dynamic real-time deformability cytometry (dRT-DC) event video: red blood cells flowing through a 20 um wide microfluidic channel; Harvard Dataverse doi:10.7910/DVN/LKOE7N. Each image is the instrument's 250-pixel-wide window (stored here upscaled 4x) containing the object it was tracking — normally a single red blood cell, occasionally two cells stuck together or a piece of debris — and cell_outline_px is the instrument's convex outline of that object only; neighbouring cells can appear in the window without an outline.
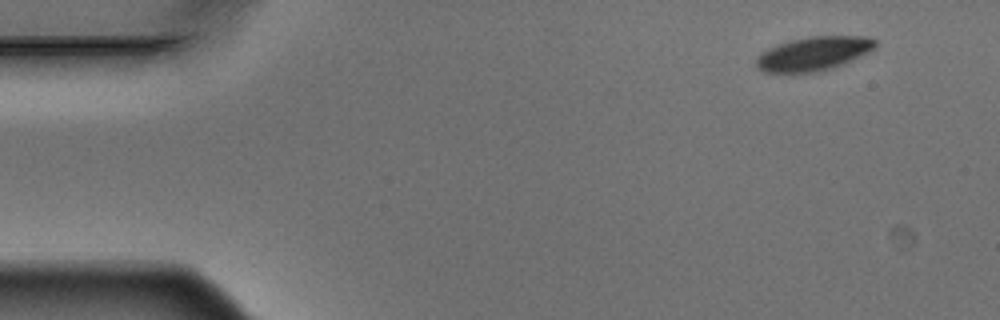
{"species": "Egyptian fruit bat (a non-hibernating species)", "species_latin": "Rousettus aegyptiacus", "temperature_condition": "warm", "stored_images_in_passage": 5, "camera_frame_rate_fps": 3000, "um_per_image_px": 0.085, "animal": {"sex": "male"}, "frame": {"image": 1, "passage_image": 1, "time_ms": 0.0, "image_size_px": [1000, 320], "cell_outline_px": [[876, 44], [868, 52], [844, 64], [832, 68], [816, 72], [764, 72], [756, 64], [756, 60], [764, 52], [780, 44], [792, 40], [808, 36], [868, 36], [876, 40]], "centroid_in_image_um": [69.21, 4.55], "position_along_channel_um": 15.8, "area_um2": 23.0}}
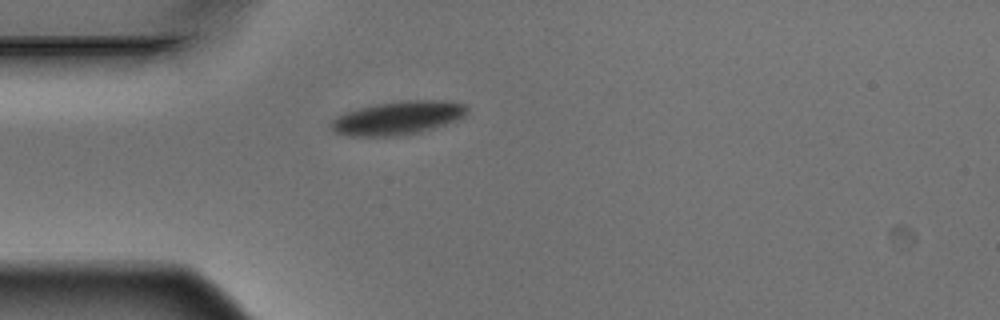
{"frame": {"image": 2, "passage_image": 4, "time_ms": 1.0, "image_size_px": [1000, 320], "cell_outline_px": [[468, 112], [464, 116], [456, 120], [420, 132], [396, 136], [352, 136], [336, 132], [328, 124], [336, 116], [344, 112], [356, 108], [376, 104], [404, 100], [448, 100], [468, 104]], "centroid_in_image_um": [33.83, 10.0], "position_along_channel_um": 51.2, "area_um2": 26.7}}